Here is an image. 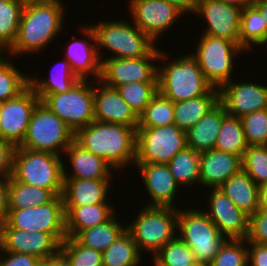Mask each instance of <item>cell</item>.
<instances>
[{
	"mask_svg": "<svg viewBox=\"0 0 267 266\" xmlns=\"http://www.w3.org/2000/svg\"><path fill=\"white\" fill-rule=\"evenodd\" d=\"M220 102L219 88L212 87L206 94L174 103V123L187 132Z\"/></svg>",
	"mask_w": 267,
	"mask_h": 266,
	"instance_id": "cell-29",
	"label": "cell"
},
{
	"mask_svg": "<svg viewBox=\"0 0 267 266\" xmlns=\"http://www.w3.org/2000/svg\"><path fill=\"white\" fill-rule=\"evenodd\" d=\"M242 9L218 0H198L194 12L207 21L201 34L225 38L239 46V31Z\"/></svg>",
	"mask_w": 267,
	"mask_h": 266,
	"instance_id": "cell-17",
	"label": "cell"
},
{
	"mask_svg": "<svg viewBox=\"0 0 267 266\" xmlns=\"http://www.w3.org/2000/svg\"><path fill=\"white\" fill-rule=\"evenodd\" d=\"M247 242L267 245V211L258 210L249 217Z\"/></svg>",
	"mask_w": 267,
	"mask_h": 266,
	"instance_id": "cell-46",
	"label": "cell"
},
{
	"mask_svg": "<svg viewBox=\"0 0 267 266\" xmlns=\"http://www.w3.org/2000/svg\"><path fill=\"white\" fill-rule=\"evenodd\" d=\"M133 23L155 43L183 13L164 0H129Z\"/></svg>",
	"mask_w": 267,
	"mask_h": 266,
	"instance_id": "cell-15",
	"label": "cell"
},
{
	"mask_svg": "<svg viewBox=\"0 0 267 266\" xmlns=\"http://www.w3.org/2000/svg\"><path fill=\"white\" fill-rule=\"evenodd\" d=\"M167 56L155 47L147 56L141 58L102 59L100 81L113 88L130 82H158V65L153 62H166Z\"/></svg>",
	"mask_w": 267,
	"mask_h": 266,
	"instance_id": "cell-13",
	"label": "cell"
},
{
	"mask_svg": "<svg viewBox=\"0 0 267 266\" xmlns=\"http://www.w3.org/2000/svg\"><path fill=\"white\" fill-rule=\"evenodd\" d=\"M90 26L95 31L97 49L110 50L115 55L111 58H141L157 46L133 21L132 26L124 20L101 21Z\"/></svg>",
	"mask_w": 267,
	"mask_h": 266,
	"instance_id": "cell-8",
	"label": "cell"
},
{
	"mask_svg": "<svg viewBox=\"0 0 267 266\" xmlns=\"http://www.w3.org/2000/svg\"><path fill=\"white\" fill-rule=\"evenodd\" d=\"M0 227L24 231L50 233L60 244L67 238L66 217L62 195L44 205L25 209H9L7 219Z\"/></svg>",
	"mask_w": 267,
	"mask_h": 266,
	"instance_id": "cell-11",
	"label": "cell"
},
{
	"mask_svg": "<svg viewBox=\"0 0 267 266\" xmlns=\"http://www.w3.org/2000/svg\"><path fill=\"white\" fill-rule=\"evenodd\" d=\"M55 266H70L67 260L59 253L55 256Z\"/></svg>",
	"mask_w": 267,
	"mask_h": 266,
	"instance_id": "cell-55",
	"label": "cell"
},
{
	"mask_svg": "<svg viewBox=\"0 0 267 266\" xmlns=\"http://www.w3.org/2000/svg\"><path fill=\"white\" fill-rule=\"evenodd\" d=\"M178 208L143 206L138 216L126 226L139 252L154 256L177 236Z\"/></svg>",
	"mask_w": 267,
	"mask_h": 266,
	"instance_id": "cell-5",
	"label": "cell"
},
{
	"mask_svg": "<svg viewBox=\"0 0 267 266\" xmlns=\"http://www.w3.org/2000/svg\"><path fill=\"white\" fill-rule=\"evenodd\" d=\"M220 102L226 113L237 118L267 108V86L231 80L220 89Z\"/></svg>",
	"mask_w": 267,
	"mask_h": 266,
	"instance_id": "cell-19",
	"label": "cell"
},
{
	"mask_svg": "<svg viewBox=\"0 0 267 266\" xmlns=\"http://www.w3.org/2000/svg\"><path fill=\"white\" fill-rule=\"evenodd\" d=\"M240 118L226 114L221 123L214 149L240 156L248 148Z\"/></svg>",
	"mask_w": 267,
	"mask_h": 266,
	"instance_id": "cell-35",
	"label": "cell"
},
{
	"mask_svg": "<svg viewBox=\"0 0 267 266\" xmlns=\"http://www.w3.org/2000/svg\"><path fill=\"white\" fill-rule=\"evenodd\" d=\"M187 266H209L206 263L195 261L194 263L187 265Z\"/></svg>",
	"mask_w": 267,
	"mask_h": 266,
	"instance_id": "cell-57",
	"label": "cell"
},
{
	"mask_svg": "<svg viewBox=\"0 0 267 266\" xmlns=\"http://www.w3.org/2000/svg\"><path fill=\"white\" fill-rule=\"evenodd\" d=\"M25 2L0 0V51L5 53L15 41Z\"/></svg>",
	"mask_w": 267,
	"mask_h": 266,
	"instance_id": "cell-37",
	"label": "cell"
},
{
	"mask_svg": "<svg viewBox=\"0 0 267 266\" xmlns=\"http://www.w3.org/2000/svg\"><path fill=\"white\" fill-rule=\"evenodd\" d=\"M40 102L30 85L16 97L2 102L0 138L18 147L26 135L32 113Z\"/></svg>",
	"mask_w": 267,
	"mask_h": 266,
	"instance_id": "cell-14",
	"label": "cell"
},
{
	"mask_svg": "<svg viewBox=\"0 0 267 266\" xmlns=\"http://www.w3.org/2000/svg\"><path fill=\"white\" fill-rule=\"evenodd\" d=\"M254 45L267 46V27L260 11L252 4L242 9L239 31V46L249 50Z\"/></svg>",
	"mask_w": 267,
	"mask_h": 266,
	"instance_id": "cell-32",
	"label": "cell"
},
{
	"mask_svg": "<svg viewBox=\"0 0 267 266\" xmlns=\"http://www.w3.org/2000/svg\"><path fill=\"white\" fill-rule=\"evenodd\" d=\"M61 155L15 147L12 176L21 183L44 188L56 196L63 192V165Z\"/></svg>",
	"mask_w": 267,
	"mask_h": 266,
	"instance_id": "cell-3",
	"label": "cell"
},
{
	"mask_svg": "<svg viewBox=\"0 0 267 266\" xmlns=\"http://www.w3.org/2000/svg\"><path fill=\"white\" fill-rule=\"evenodd\" d=\"M59 253L70 266H103L101 252L79 244L73 237H67L60 244Z\"/></svg>",
	"mask_w": 267,
	"mask_h": 266,
	"instance_id": "cell-42",
	"label": "cell"
},
{
	"mask_svg": "<svg viewBox=\"0 0 267 266\" xmlns=\"http://www.w3.org/2000/svg\"><path fill=\"white\" fill-rule=\"evenodd\" d=\"M174 124V103L159 92L138 117L137 128H154Z\"/></svg>",
	"mask_w": 267,
	"mask_h": 266,
	"instance_id": "cell-38",
	"label": "cell"
},
{
	"mask_svg": "<svg viewBox=\"0 0 267 266\" xmlns=\"http://www.w3.org/2000/svg\"><path fill=\"white\" fill-rule=\"evenodd\" d=\"M141 253L126 229L102 253L103 266H138L141 263Z\"/></svg>",
	"mask_w": 267,
	"mask_h": 266,
	"instance_id": "cell-34",
	"label": "cell"
},
{
	"mask_svg": "<svg viewBox=\"0 0 267 266\" xmlns=\"http://www.w3.org/2000/svg\"><path fill=\"white\" fill-rule=\"evenodd\" d=\"M240 119L248 145L267 146V110L254 111Z\"/></svg>",
	"mask_w": 267,
	"mask_h": 266,
	"instance_id": "cell-45",
	"label": "cell"
},
{
	"mask_svg": "<svg viewBox=\"0 0 267 266\" xmlns=\"http://www.w3.org/2000/svg\"><path fill=\"white\" fill-rule=\"evenodd\" d=\"M153 260L154 266H187L196 261L192 249L178 236L166 243Z\"/></svg>",
	"mask_w": 267,
	"mask_h": 266,
	"instance_id": "cell-41",
	"label": "cell"
},
{
	"mask_svg": "<svg viewBox=\"0 0 267 266\" xmlns=\"http://www.w3.org/2000/svg\"><path fill=\"white\" fill-rule=\"evenodd\" d=\"M247 246L246 239H226L209 266H248Z\"/></svg>",
	"mask_w": 267,
	"mask_h": 266,
	"instance_id": "cell-44",
	"label": "cell"
},
{
	"mask_svg": "<svg viewBox=\"0 0 267 266\" xmlns=\"http://www.w3.org/2000/svg\"><path fill=\"white\" fill-rule=\"evenodd\" d=\"M177 235L195 255V260L210 264L226 238L207 216L197 208H178Z\"/></svg>",
	"mask_w": 267,
	"mask_h": 266,
	"instance_id": "cell-6",
	"label": "cell"
},
{
	"mask_svg": "<svg viewBox=\"0 0 267 266\" xmlns=\"http://www.w3.org/2000/svg\"><path fill=\"white\" fill-rule=\"evenodd\" d=\"M199 159L200 153L186 147L169 161L167 165L179 186L200 184Z\"/></svg>",
	"mask_w": 267,
	"mask_h": 266,
	"instance_id": "cell-36",
	"label": "cell"
},
{
	"mask_svg": "<svg viewBox=\"0 0 267 266\" xmlns=\"http://www.w3.org/2000/svg\"><path fill=\"white\" fill-rule=\"evenodd\" d=\"M69 157L72 172L68 173L63 165L64 179H113L114 168L104 159L86 151L75 141L65 150Z\"/></svg>",
	"mask_w": 267,
	"mask_h": 266,
	"instance_id": "cell-24",
	"label": "cell"
},
{
	"mask_svg": "<svg viewBox=\"0 0 267 266\" xmlns=\"http://www.w3.org/2000/svg\"><path fill=\"white\" fill-rule=\"evenodd\" d=\"M187 147L186 132L175 123L162 127L136 129L135 163L168 164Z\"/></svg>",
	"mask_w": 267,
	"mask_h": 266,
	"instance_id": "cell-12",
	"label": "cell"
},
{
	"mask_svg": "<svg viewBox=\"0 0 267 266\" xmlns=\"http://www.w3.org/2000/svg\"><path fill=\"white\" fill-rule=\"evenodd\" d=\"M253 3L267 4V0H253Z\"/></svg>",
	"mask_w": 267,
	"mask_h": 266,
	"instance_id": "cell-59",
	"label": "cell"
},
{
	"mask_svg": "<svg viewBox=\"0 0 267 266\" xmlns=\"http://www.w3.org/2000/svg\"><path fill=\"white\" fill-rule=\"evenodd\" d=\"M56 195L47 189L18 182L9 176V209H25L51 202Z\"/></svg>",
	"mask_w": 267,
	"mask_h": 266,
	"instance_id": "cell-33",
	"label": "cell"
},
{
	"mask_svg": "<svg viewBox=\"0 0 267 266\" xmlns=\"http://www.w3.org/2000/svg\"><path fill=\"white\" fill-rule=\"evenodd\" d=\"M258 210L267 211V183L260 187Z\"/></svg>",
	"mask_w": 267,
	"mask_h": 266,
	"instance_id": "cell-52",
	"label": "cell"
},
{
	"mask_svg": "<svg viewBox=\"0 0 267 266\" xmlns=\"http://www.w3.org/2000/svg\"><path fill=\"white\" fill-rule=\"evenodd\" d=\"M176 8H178L183 14L193 13L196 10L198 0H164Z\"/></svg>",
	"mask_w": 267,
	"mask_h": 266,
	"instance_id": "cell-51",
	"label": "cell"
},
{
	"mask_svg": "<svg viewBox=\"0 0 267 266\" xmlns=\"http://www.w3.org/2000/svg\"><path fill=\"white\" fill-rule=\"evenodd\" d=\"M60 68H59V66ZM58 70H57V69ZM48 79L29 77V85L42 101L49 94H58L69 91L80 79L74 74L70 63L64 58L57 62ZM36 78V79H35Z\"/></svg>",
	"mask_w": 267,
	"mask_h": 266,
	"instance_id": "cell-30",
	"label": "cell"
},
{
	"mask_svg": "<svg viewBox=\"0 0 267 266\" xmlns=\"http://www.w3.org/2000/svg\"><path fill=\"white\" fill-rule=\"evenodd\" d=\"M247 245L248 265L267 266V245L253 242H247Z\"/></svg>",
	"mask_w": 267,
	"mask_h": 266,
	"instance_id": "cell-49",
	"label": "cell"
},
{
	"mask_svg": "<svg viewBox=\"0 0 267 266\" xmlns=\"http://www.w3.org/2000/svg\"><path fill=\"white\" fill-rule=\"evenodd\" d=\"M15 147L0 138V176L12 175L13 152Z\"/></svg>",
	"mask_w": 267,
	"mask_h": 266,
	"instance_id": "cell-48",
	"label": "cell"
},
{
	"mask_svg": "<svg viewBox=\"0 0 267 266\" xmlns=\"http://www.w3.org/2000/svg\"><path fill=\"white\" fill-rule=\"evenodd\" d=\"M241 164L242 170L256 185L261 187L267 183V146H248L241 158Z\"/></svg>",
	"mask_w": 267,
	"mask_h": 266,
	"instance_id": "cell-43",
	"label": "cell"
},
{
	"mask_svg": "<svg viewBox=\"0 0 267 266\" xmlns=\"http://www.w3.org/2000/svg\"><path fill=\"white\" fill-rule=\"evenodd\" d=\"M9 211V176H0V223L7 219Z\"/></svg>",
	"mask_w": 267,
	"mask_h": 266,
	"instance_id": "cell-50",
	"label": "cell"
},
{
	"mask_svg": "<svg viewBox=\"0 0 267 266\" xmlns=\"http://www.w3.org/2000/svg\"><path fill=\"white\" fill-rule=\"evenodd\" d=\"M182 56L158 67V92L173 103L197 98L213 87L196 58L191 53Z\"/></svg>",
	"mask_w": 267,
	"mask_h": 266,
	"instance_id": "cell-4",
	"label": "cell"
},
{
	"mask_svg": "<svg viewBox=\"0 0 267 266\" xmlns=\"http://www.w3.org/2000/svg\"><path fill=\"white\" fill-rule=\"evenodd\" d=\"M221 2H224L229 5L236 6L240 9H244L247 6H250L253 4V0H218Z\"/></svg>",
	"mask_w": 267,
	"mask_h": 266,
	"instance_id": "cell-53",
	"label": "cell"
},
{
	"mask_svg": "<svg viewBox=\"0 0 267 266\" xmlns=\"http://www.w3.org/2000/svg\"><path fill=\"white\" fill-rule=\"evenodd\" d=\"M196 58L206 80L216 88L230 82L233 75L235 56L243 51L235 42L219 37L202 34L197 43Z\"/></svg>",
	"mask_w": 267,
	"mask_h": 266,
	"instance_id": "cell-9",
	"label": "cell"
},
{
	"mask_svg": "<svg viewBox=\"0 0 267 266\" xmlns=\"http://www.w3.org/2000/svg\"><path fill=\"white\" fill-rule=\"evenodd\" d=\"M115 216L102 224L80 230L73 238L79 244L103 253L126 230Z\"/></svg>",
	"mask_w": 267,
	"mask_h": 266,
	"instance_id": "cell-31",
	"label": "cell"
},
{
	"mask_svg": "<svg viewBox=\"0 0 267 266\" xmlns=\"http://www.w3.org/2000/svg\"><path fill=\"white\" fill-rule=\"evenodd\" d=\"M61 0L28 2L24 4L18 34L8 52L15 57L39 53L46 49L63 29L65 5Z\"/></svg>",
	"mask_w": 267,
	"mask_h": 266,
	"instance_id": "cell-1",
	"label": "cell"
},
{
	"mask_svg": "<svg viewBox=\"0 0 267 266\" xmlns=\"http://www.w3.org/2000/svg\"><path fill=\"white\" fill-rule=\"evenodd\" d=\"M122 99L139 115L158 93V82H130L116 88Z\"/></svg>",
	"mask_w": 267,
	"mask_h": 266,
	"instance_id": "cell-40",
	"label": "cell"
},
{
	"mask_svg": "<svg viewBox=\"0 0 267 266\" xmlns=\"http://www.w3.org/2000/svg\"><path fill=\"white\" fill-rule=\"evenodd\" d=\"M219 189L249 217L258 211L260 187L242 169L226 180Z\"/></svg>",
	"mask_w": 267,
	"mask_h": 266,
	"instance_id": "cell-27",
	"label": "cell"
},
{
	"mask_svg": "<svg viewBox=\"0 0 267 266\" xmlns=\"http://www.w3.org/2000/svg\"><path fill=\"white\" fill-rule=\"evenodd\" d=\"M25 3L28 2H40V1H53V0H23Z\"/></svg>",
	"mask_w": 267,
	"mask_h": 266,
	"instance_id": "cell-58",
	"label": "cell"
},
{
	"mask_svg": "<svg viewBox=\"0 0 267 266\" xmlns=\"http://www.w3.org/2000/svg\"><path fill=\"white\" fill-rule=\"evenodd\" d=\"M93 84L91 80H80L69 91L49 94L41 103L64 121L75 134L95 121Z\"/></svg>",
	"mask_w": 267,
	"mask_h": 266,
	"instance_id": "cell-10",
	"label": "cell"
},
{
	"mask_svg": "<svg viewBox=\"0 0 267 266\" xmlns=\"http://www.w3.org/2000/svg\"><path fill=\"white\" fill-rule=\"evenodd\" d=\"M226 114L225 107L219 102L186 132L187 147L197 153L214 149L222 119Z\"/></svg>",
	"mask_w": 267,
	"mask_h": 266,
	"instance_id": "cell-26",
	"label": "cell"
},
{
	"mask_svg": "<svg viewBox=\"0 0 267 266\" xmlns=\"http://www.w3.org/2000/svg\"><path fill=\"white\" fill-rule=\"evenodd\" d=\"M100 88H98V84ZM94 85V119L99 122L122 124L137 128L138 116L122 99L116 88L105 85L100 80ZM96 86V87H95Z\"/></svg>",
	"mask_w": 267,
	"mask_h": 266,
	"instance_id": "cell-22",
	"label": "cell"
},
{
	"mask_svg": "<svg viewBox=\"0 0 267 266\" xmlns=\"http://www.w3.org/2000/svg\"><path fill=\"white\" fill-rule=\"evenodd\" d=\"M0 250L46 260L59 254L60 243L50 233L0 227Z\"/></svg>",
	"mask_w": 267,
	"mask_h": 266,
	"instance_id": "cell-16",
	"label": "cell"
},
{
	"mask_svg": "<svg viewBox=\"0 0 267 266\" xmlns=\"http://www.w3.org/2000/svg\"><path fill=\"white\" fill-rule=\"evenodd\" d=\"M36 266H55V257L46 260H40Z\"/></svg>",
	"mask_w": 267,
	"mask_h": 266,
	"instance_id": "cell-56",
	"label": "cell"
},
{
	"mask_svg": "<svg viewBox=\"0 0 267 266\" xmlns=\"http://www.w3.org/2000/svg\"><path fill=\"white\" fill-rule=\"evenodd\" d=\"M4 254V258L2 256ZM40 259L27 254H18L0 250V266H36Z\"/></svg>",
	"mask_w": 267,
	"mask_h": 266,
	"instance_id": "cell-47",
	"label": "cell"
},
{
	"mask_svg": "<svg viewBox=\"0 0 267 266\" xmlns=\"http://www.w3.org/2000/svg\"><path fill=\"white\" fill-rule=\"evenodd\" d=\"M199 168L200 184L208 188H219L242 169L241 157L212 149L200 153Z\"/></svg>",
	"mask_w": 267,
	"mask_h": 266,
	"instance_id": "cell-23",
	"label": "cell"
},
{
	"mask_svg": "<svg viewBox=\"0 0 267 266\" xmlns=\"http://www.w3.org/2000/svg\"><path fill=\"white\" fill-rule=\"evenodd\" d=\"M74 132L43 103L34 109L20 148L60 155L74 141ZM61 152V153H60Z\"/></svg>",
	"mask_w": 267,
	"mask_h": 266,
	"instance_id": "cell-7",
	"label": "cell"
},
{
	"mask_svg": "<svg viewBox=\"0 0 267 266\" xmlns=\"http://www.w3.org/2000/svg\"><path fill=\"white\" fill-rule=\"evenodd\" d=\"M208 207L205 213L226 239H246L249 231V216L242 212L219 188H210Z\"/></svg>",
	"mask_w": 267,
	"mask_h": 266,
	"instance_id": "cell-18",
	"label": "cell"
},
{
	"mask_svg": "<svg viewBox=\"0 0 267 266\" xmlns=\"http://www.w3.org/2000/svg\"><path fill=\"white\" fill-rule=\"evenodd\" d=\"M136 129L122 124L93 121L75 133L74 141L120 171L131 163L135 165Z\"/></svg>",
	"mask_w": 267,
	"mask_h": 266,
	"instance_id": "cell-2",
	"label": "cell"
},
{
	"mask_svg": "<svg viewBox=\"0 0 267 266\" xmlns=\"http://www.w3.org/2000/svg\"><path fill=\"white\" fill-rule=\"evenodd\" d=\"M253 5L260 11L262 20L266 23L267 27V4L253 3Z\"/></svg>",
	"mask_w": 267,
	"mask_h": 266,
	"instance_id": "cell-54",
	"label": "cell"
},
{
	"mask_svg": "<svg viewBox=\"0 0 267 266\" xmlns=\"http://www.w3.org/2000/svg\"><path fill=\"white\" fill-rule=\"evenodd\" d=\"M145 191L151 197L146 206L172 207L179 184L167 164L135 163Z\"/></svg>",
	"mask_w": 267,
	"mask_h": 266,
	"instance_id": "cell-20",
	"label": "cell"
},
{
	"mask_svg": "<svg viewBox=\"0 0 267 266\" xmlns=\"http://www.w3.org/2000/svg\"><path fill=\"white\" fill-rule=\"evenodd\" d=\"M0 55V103L16 97L29 85L28 75H24L9 59Z\"/></svg>",
	"mask_w": 267,
	"mask_h": 266,
	"instance_id": "cell-39",
	"label": "cell"
},
{
	"mask_svg": "<svg viewBox=\"0 0 267 266\" xmlns=\"http://www.w3.org/2000/svg\"><path fill=\"white\" fill-rule=\"evenodd\" d=\"M86 25L81 30H83L84 37L86 36L89 40L81 38L73 40L68 45L64 57L80 80H88L92 75V78L98 81L101 78V59L103 57L97 49L95 31L90 25Z\"/></svg>",
	"mask_w": 267,
	"mask_h": 266,
	"instance_id": "cell-21",
	"label": "cell"
},
{
	"mask_svg": "<svg viewBox=\"0 0 267 266\" xmlns=\"http://www.w3.org/2000/svg\"><path fill=\"white\" fill-rule=\"evenodd\" d=\"M110 184L111 179H64L63 204L82 206L108 203Z\"/></svg>",
	"mask_w": 267,
	"mask_h": 266,
	"instance_id": "cell-25",
	"label": "cell"
},
{
	"mask_svg": "<svg viewBox=\"0 0 267 266\" xmlns=\"http://www.w3.org/2000/svg\"><path fill=\"white\" fill-rule=\"evenodd\" d=\"M64 209L67 237H74L80 230L102 224L116 214L110 203L64 206Z\"/></svg>",
	"mask_w": 267,
	"mask_h": 266,
	"instance_id": "cell-28",
	"label": "cell"
}]
</instances>
